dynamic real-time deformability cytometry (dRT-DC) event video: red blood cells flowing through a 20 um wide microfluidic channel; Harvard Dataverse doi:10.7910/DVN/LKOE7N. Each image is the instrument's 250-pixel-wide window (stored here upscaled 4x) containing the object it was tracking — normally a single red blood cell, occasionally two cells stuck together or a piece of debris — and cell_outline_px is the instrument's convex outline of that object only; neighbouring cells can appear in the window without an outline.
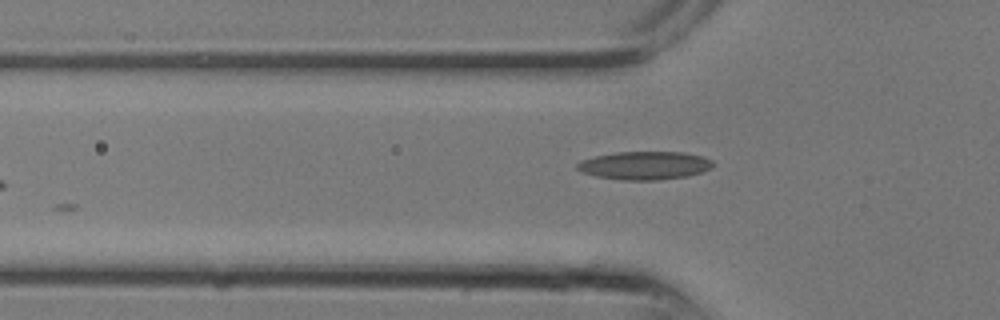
{"species": "common noctule bat (a hibernating species)", "species_latin": "Nyctalus noctula", "temperature_condition": "room temperature", "stored_images_in_passage": 10, "camera_frame_rate_fps": 3000, "um_per_image_px": 0.085, "animal": {"sex": "male", "body_mass_g": 13.3}, "frame": {"image": 1, "passage_image": 10, "time_ms": 3.0, "image_size_px": [1000, 320], "cell_outline_px": [[716, 164], [712, 168], [688, 176], [656, 180], [624, 180], [596, 176], [580, 172], [576, 168], [576, 164], [580, 160], [596, 156], [616, 152], [684, 152], [704, 156], [712, 160]], "centroid_in_image_um": [54.81, 14.06], "position_along_channel_um": 71.0, "area_um2": 22.48}}